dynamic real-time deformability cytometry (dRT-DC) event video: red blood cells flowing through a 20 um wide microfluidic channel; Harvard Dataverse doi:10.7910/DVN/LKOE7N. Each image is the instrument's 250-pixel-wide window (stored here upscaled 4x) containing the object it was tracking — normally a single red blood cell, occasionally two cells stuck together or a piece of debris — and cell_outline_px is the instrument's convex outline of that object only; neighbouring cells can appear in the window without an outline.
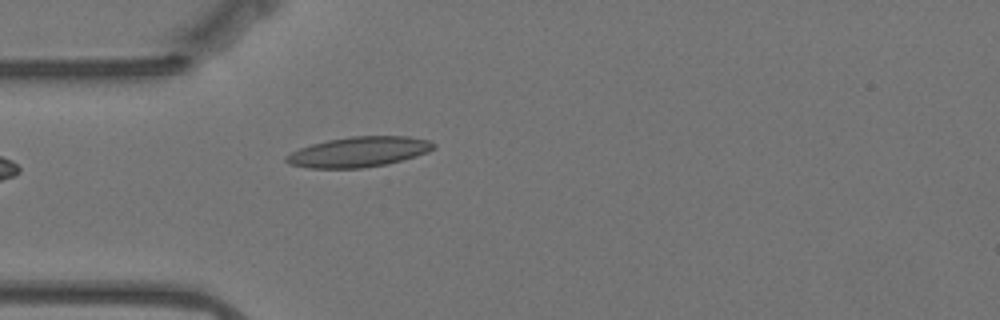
{"species": "Egyptian fruit bat (a non-hibernating species)", "species_latin": "Rousettus aegyptiacus", "temperature_condition": "warm", "stored_images_in_passage": 22, "camera_frame_rate_fps": 3000, "um_per_image_px": 0.085, "animal": {"sex": "female"}, "frame": {"image": 1, "passage_image": 1, "time_ms": 0.0, "image_size_px": [1000, 320], "cell_outline_px": [[436, 148], [428, 152], [416, 156], [384, 164], [360, 168], [308, 168], [288, 164], [284, 160], [284, 156], [300, 148], [312, 144], [328, 140], [352, 136], [408, 136], [428, 140], [436, 144]], "centroid_in_image_um": [30.48, 12.91], "position_along_channel_um": 54.5, "area_um2": 25.84}}
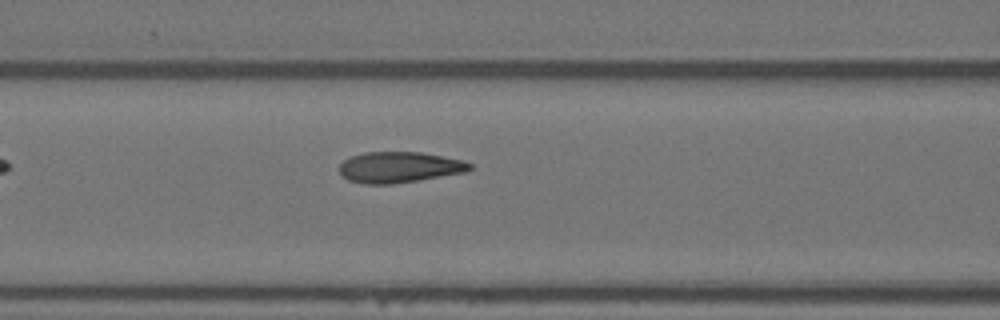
{"frame": {"image": 2, "passage_image": 8, "time_ms": 2.333, "image_size_px": [1000, 320], "cell_outline_px": [[472, 168], [468, 172], [392, 184], [364, 184], [348, 180], [340, 176], [340, 164], [344, 160], [352, 156], [364, 152], [420, 152], [460, 160], [472, 164]], "centroid_in_image_um": [33.91, 14.22], "position_along_channel_um": 132.7, "area_um2": 23.41}}
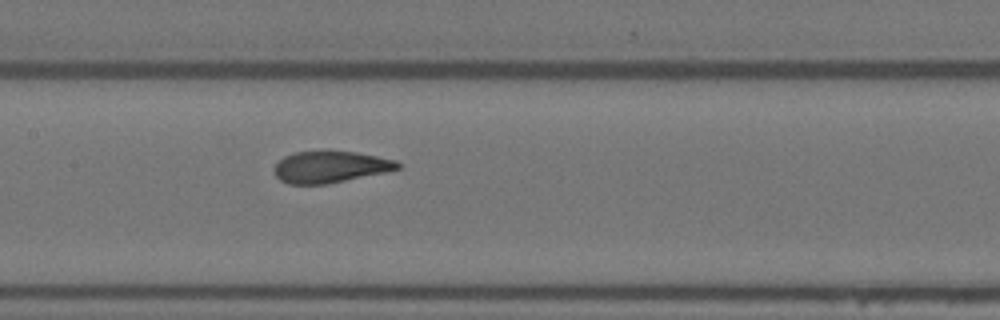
{"frame": {"image": 3, "passage_image": 12, "time_ms": 3.667, "image_size_px": [1000, 320], "cell_outline_px": [[400, 168], [384, 172], [328, 184], [288, 184], [280, 180], [276, 176], [276, 164], [284, 156], [296, 152], [328, 148], [356, 152], [396, 160], [400, 164]], "centroid_in_image_um": [28.07, 14.15], "position_along_channel_um": 179.3, "area_um2": 23.12}}